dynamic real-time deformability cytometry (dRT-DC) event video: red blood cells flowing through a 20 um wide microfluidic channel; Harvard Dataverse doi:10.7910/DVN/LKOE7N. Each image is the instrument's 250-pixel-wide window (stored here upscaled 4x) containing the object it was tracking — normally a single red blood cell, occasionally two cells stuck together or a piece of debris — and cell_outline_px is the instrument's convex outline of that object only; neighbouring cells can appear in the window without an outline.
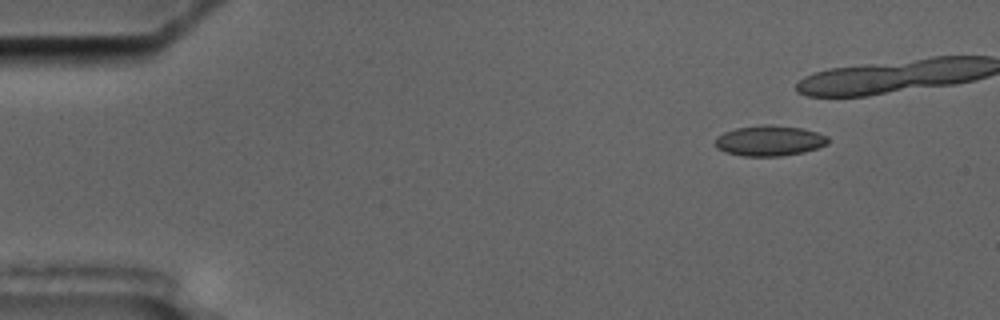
{"species": "common noctule bat (a hibernating species)", "species_latin": "Nyctalus noctula", "temperature_condition": "cold", "stored_images_in_passage": 6, "camera_frame_rate_fps": 3000, "um_per_image_px": 0.085, "animal": {"sex": "male", "body_mass_g": 17.5, "forearm_length_mm": 52.3}, "frame": {"image": 1, "passage_image": 2, "time_ms": 1.333, "image_size_px": [1000, 320], "cell_outline_px": [[828, 144], [804, 152], [780, 156], [744, 156], [724, 152], [716, 148], [716, 136], [724, 132], [736, 128], [764, 124], [772, 124], [800, 128], [816, 132], [828, 136]], "centroid_in_image_um": [65.38, 11.96], "position_along_channel_um": 19.6, "area_um2": 20.06}}